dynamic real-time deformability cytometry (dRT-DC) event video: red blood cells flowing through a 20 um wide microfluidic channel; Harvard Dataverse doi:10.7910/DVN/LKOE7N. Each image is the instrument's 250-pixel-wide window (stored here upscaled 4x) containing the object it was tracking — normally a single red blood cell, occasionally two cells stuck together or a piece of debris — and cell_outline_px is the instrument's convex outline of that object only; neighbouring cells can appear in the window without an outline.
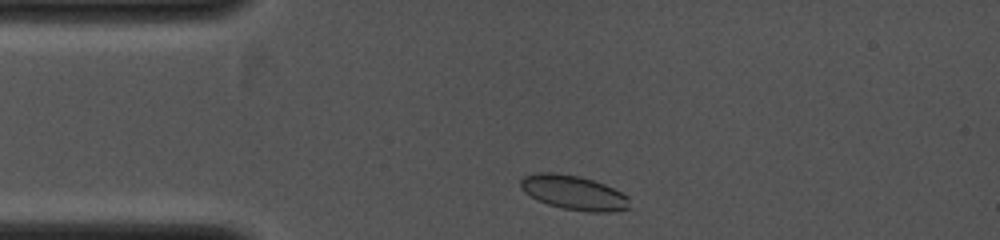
{"species": "common noctule bat (a hibernating species)", "species_latin": "Nyctalus noctula", "temperature_condition": "cold", "stored_images_in_passage": 7, "camera_frame_rate_fps": 4000, "um_per_image_px": 0.085, "animal": {"sex": "female", "body_mass_g": 19.0, "forearm_length_mm": 53.3}, "frame": {"image": 1, "passage_image": 2, "time_ms": 0.25, "image_size_px": [1000, 240], "cell_outline_px": [[628, 208], [612, 212], [588, 212], [564, 208], [548, 204], [524, 192], [520, 188], [520, 180], [524, 176], [536, 172], [552, 172], [580, 176], [604, 184], [628, 196]], "centroid_in_image_um": [48.74, 16.36], "position_along_channel_um": 36.3, "area_um2": 21.62}}